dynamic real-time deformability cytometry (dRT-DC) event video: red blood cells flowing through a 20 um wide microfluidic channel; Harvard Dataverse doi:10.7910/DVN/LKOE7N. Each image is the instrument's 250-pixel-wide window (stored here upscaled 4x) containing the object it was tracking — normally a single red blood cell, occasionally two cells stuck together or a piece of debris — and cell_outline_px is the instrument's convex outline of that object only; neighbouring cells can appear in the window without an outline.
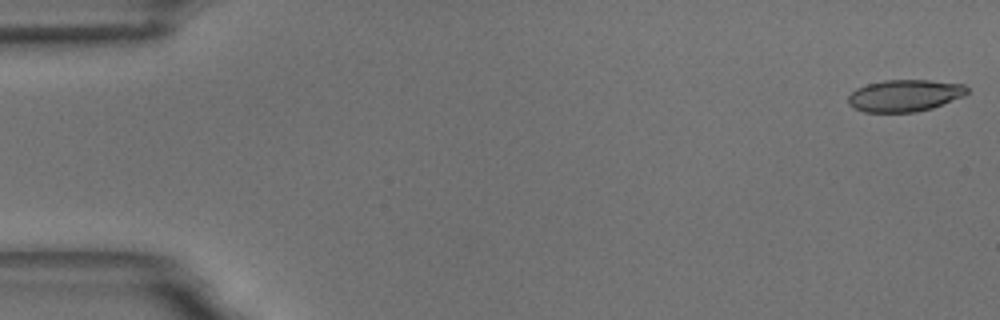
{"species": "common noctule bat (a hibernating species)", "species_latin": "Nyctalus noctula", "temperature_condition": "room temperature", "stored_images_in_passage": 55, "camera_frame_rate_fps": 3000, "um_per_image_px": 0.085, "animal": {"sex": "male", "body_mass_g": 18.8}, "frame": {"image": 1, "passage_image": 1, "time_ms": 0.0, "image_size_px": [1000, 320], "cell_outline_px": [[968, 92], [964, 96], [932, 108], [916, 112], [864, 112], [848, 104], [848, 96], [856, 88], [868, 84], [884, 80], [928, 80], [964, 84], [968, 88]], "centroid_in_image_um": [76.91, 8.12], "position_along_channel_um": 8.1, "area_um2": 22.08}}
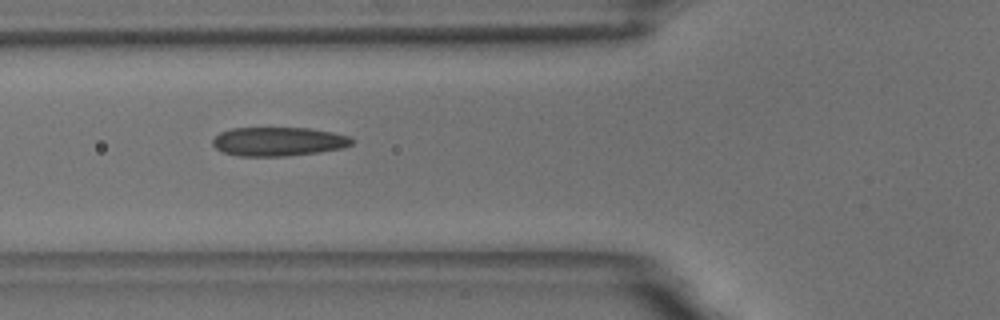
{"frame": {"image": 2, "passage_image": 20, "time_ms": 6.333, "image_size_px": [1000, 320], "cell_outline_px": [[356, 140], [352, 144], [344, 148], [320, 152], [288, 156], [240, 156], [224, 152], [216, 148], [212, 144], [212, 140], [220, 132], [232, 128], [308, 128], [332, 132], [348, 136]], "centroid_in_image_um": [23.69, 12.03], "position_along_channel_um": 102.1, "area_um2": 23.52}}
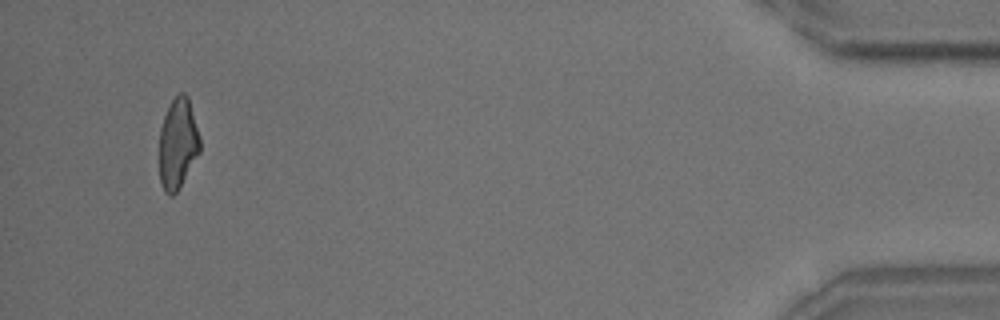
{"frame": {"image": 3, "passage_image": 52, "time_ms": 17.0, "image_size_px": [1000, 320], "cell_outline_px": [[200, 152], [176, 192], [172, 196], [168, 196], [164, 192], [160, 180], [160, 128], [164, 116], [172, 100], [180, 92], [184, 92], [188, 96], [200, 136]], "centroid_in_image_um": [15.12, 12.2], "position_along_channel_um": 420.1, "area_um2": 21.33}, "authors_computed_cell_mechanics": {"area_um2": 23.12, "velocity_mm_per_s": 3.684, "shape_relaxation_time_tau1_ms": 8.6096, "shape_relaxation_time_tau2_ms": 1.8044, "deformation_change_tau1": 0.1998, "deformation_change_tau2": 0.0951}}